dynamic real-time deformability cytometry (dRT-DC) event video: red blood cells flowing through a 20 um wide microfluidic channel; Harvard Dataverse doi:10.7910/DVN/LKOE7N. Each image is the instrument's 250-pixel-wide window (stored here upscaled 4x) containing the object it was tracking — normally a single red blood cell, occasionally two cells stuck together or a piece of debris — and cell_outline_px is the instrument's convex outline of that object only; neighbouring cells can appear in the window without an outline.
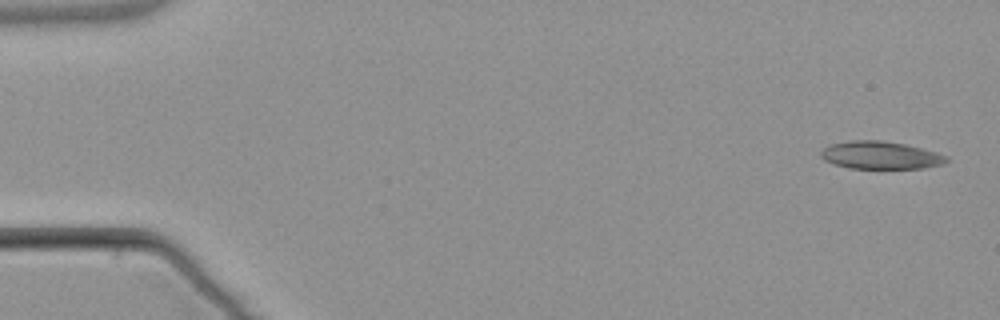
{"species": "common noctule bat (a hibernating species)", "species_latin": "Nyctalus noctula", "temperature_condition": "warm", "stored_images_in_passage": 4, "camera_frame_rate_fps": 3000, "um_per_image_px": 0.085, "animal": {"sex": "male", "body_mass_g": 21.5, "forearm_length_mm": 52.0}, "frame": {"image": 1, "passage_image": 1, "time_ms": 0.0, "image_size_px": [1000, 320], "cell_outline_px": [[952, 160], [940, 164], [924, 168], [848, 168], [824, 160], [820, 156], [820, 152], [824, 148], [832, 144], [848, 140], [880, 140], [904, 144], [936, 152], [948, 156]], "centroid_in_image_um": [74.85, 13.19], "position_along_channel_um": 10.2, "area_um2": 20.17}}
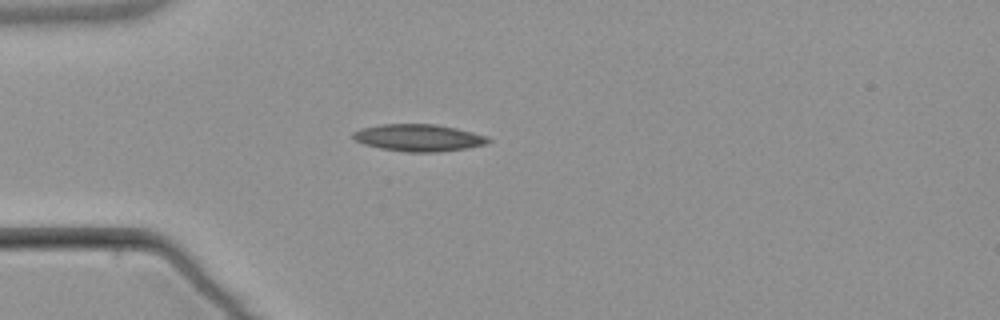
{"frame": {"image": 2, "passage_image": 4, "time_ms": 4.333, "image_size_px": [1000, 320], "cell_outline_px": [[492, 140], [484, 144], [468, 148], [436, 152], [408, 152], [380, 148], [364, 144], [356, 140], [352, 136], [352, 132], [360, 128], [380, 124], [436, 124], [456, 128], [488, 136]], "centroid_in_image_um": [35.57, 11.7], "position_along_channel_um": 49.4, "area_um2": 21.33}}